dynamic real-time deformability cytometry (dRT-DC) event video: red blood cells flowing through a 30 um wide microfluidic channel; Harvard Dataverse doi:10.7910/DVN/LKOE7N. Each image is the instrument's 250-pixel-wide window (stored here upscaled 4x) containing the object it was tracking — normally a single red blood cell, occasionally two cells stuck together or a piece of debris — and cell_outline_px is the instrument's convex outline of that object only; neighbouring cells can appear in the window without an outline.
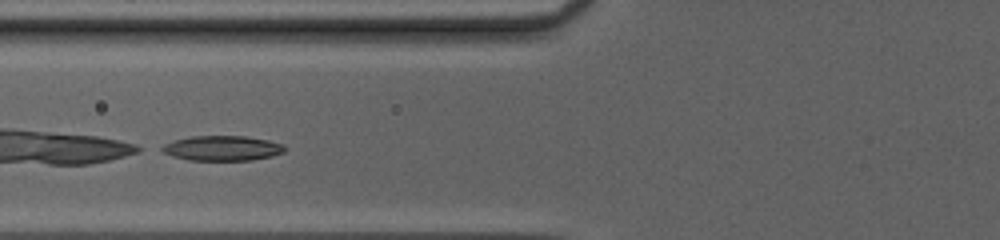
{"species": "common noctule bat (a hibernating species)", "species_latin": "Nyctalus noctula", "temperature_condition": "cold", "stored_images_in_passage": 43, "camera_frame_rate_fps": 3000, "um_per_image_px": 0.085, "animal": {"sex": "female", "body_mass_g": 20.0, "forearm_length_mm": 54.0}, "frame": {"image": 1, "passage_image": 15, "time_ms": 4.667, "image_size_px": [1000, 240], "cell_outline_px": [[288, 148], [284, 152], [272, 156], [252, 160], [188, 160], [172, 156], [156, 148], [172, 140], [188, 136], [244, 136], [268, 140], [284, 144]], "centroid_in_image_um": [18.87, 12.59], "position_along_channel_um": 106.9, "area_um2": 18.15}}
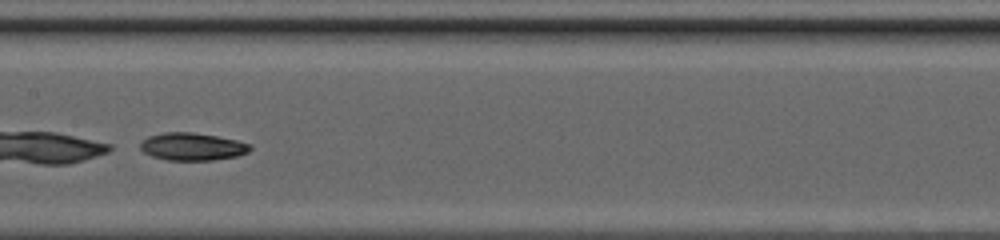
{"frame": {"image": 2, "passage_image": 21, "time_ms": 6.667, "image_size_px": [1000, 240], "cell_outline_px": [[252, 148], [248, 152], [236, 156], [212, 160], [168, 160], [152, 156], [144, 152], [140, 148], [140, 144], [148, 136], [164, 132], [192, 132], [216, 136], [236, 140], [252, 144]], "centroid_in_image_um": [16.36, 12.46], "position_along_channel_um": 191.0, "area_um2": 17.57}}
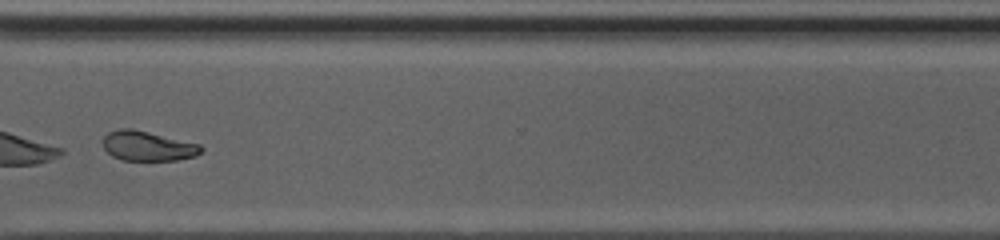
{"frame": {"image": 3, "passage_image": 33, "time_ms": 10.667, "image_size_px": [1000, 240], "cell_outline_px": [[204, 148], [196, 156], [176, 160], [124, 160], [112, 156], [104, 148], [104, 136], [108, 132], [120, 128], [132, 128], [200, 144]], "centroid_in_image_um": [12.56, 12.4], "position_along_channel_um": 358.0, "area_um2": 16.94}, "authors_computed_cell_mechanics": {"area_um2": 18.5538, "velocity_mm_per_s": 4.1836, "shape_relaxation_time_tau1_ms": 3.9592, "shape_relaxation_time_tau2_ms": 4.0939, "deformation_change_tau1": 0.1196, "deformation_change_tau2": 0.1008}}